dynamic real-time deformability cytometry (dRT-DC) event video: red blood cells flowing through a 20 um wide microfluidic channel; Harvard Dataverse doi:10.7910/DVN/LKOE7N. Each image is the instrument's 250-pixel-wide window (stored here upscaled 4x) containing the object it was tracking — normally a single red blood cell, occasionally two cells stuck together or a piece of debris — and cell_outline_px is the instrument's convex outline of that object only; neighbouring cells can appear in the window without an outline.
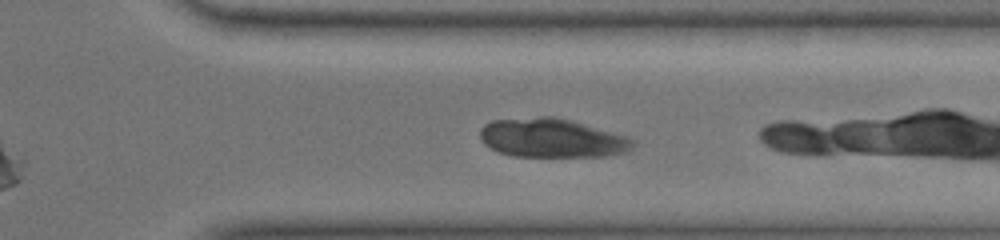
{"species": "common noctule bat (a hibernating species)", "species_latin": "Nyctalus noctula", "temperature_condition": "warm", "stored_images_in_passage": 43, "camera_frame_rate_fps": 3000, "um_per_image_px": 0.085, "animal": {"sex": "female", "body_mass_g": 19.0, "forearm_length_mm": 51.5}, "frame": {"image": 1, "passage_image": 36, "time_ms": 9.0, "image_size_px": [1000, 240], "cell_outline_px": [[636, 140], [632, 148], [624, 152], [604, 156], [512, 156], [500, 152], [484, 144], [480, 140], [480, 128], [484, 124], [492, 120], [540, 116], [552, 116], [572, 120], [628, 136]], "centroid_in_image_um": [46.91, 11.72], "position_along_channel_um": 364.5, "area_um2": 34.85}}